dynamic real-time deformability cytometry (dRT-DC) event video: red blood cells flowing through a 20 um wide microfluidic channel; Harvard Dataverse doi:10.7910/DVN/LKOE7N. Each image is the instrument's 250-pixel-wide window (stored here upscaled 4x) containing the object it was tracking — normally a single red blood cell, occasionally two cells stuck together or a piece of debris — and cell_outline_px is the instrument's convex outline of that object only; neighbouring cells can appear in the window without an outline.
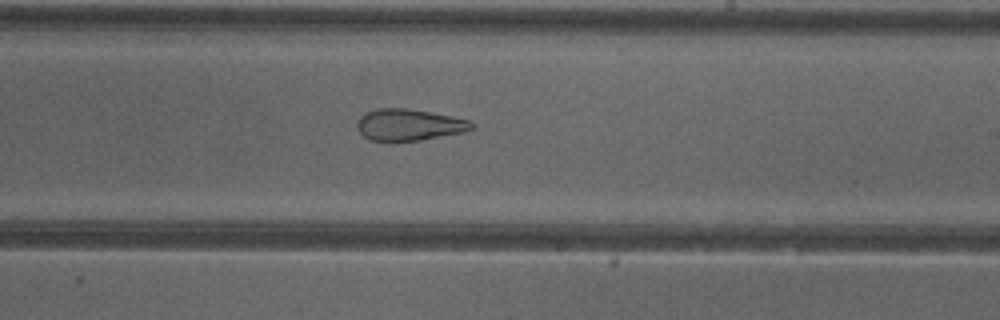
{"species": "common noctule bat (a hibernating species)", "species_latin": "Nyctalus noctula", "temperature_condition": "cold", "stored_images_in_passage": 51, "camera_frame_rate_fps": 3000, "um_per_image_px": 0.085, "animal": {"sex": "female"}, "frame": {"image": 1, "passage_image": 30, "time_ms": 9.667, "image_size_px": [1000, 320], "cell_outline_px": [[472, 128], [464, 132], [420, 140], [372, 140], [364, 136], [360, 132], [356, 124], [360, 116], [376, 108], [408, 108], [452, 116], [472, 120]], "centroid_in_image_um": [34.78, 10.59], "position_along_channel_um": 254.2, "area_um2": 20.81}, "authors_computed_cell_mechanics": {"area_um2": 27.3972, "velocity_mm_per_s": 4.003, "shape_relaxation_time_tau1_ms": null, "shape_relaxation_time_tau2_ms": 2.3981, "deformation_change_tau1": null, "deformation_change_tau2": 0.1171}}